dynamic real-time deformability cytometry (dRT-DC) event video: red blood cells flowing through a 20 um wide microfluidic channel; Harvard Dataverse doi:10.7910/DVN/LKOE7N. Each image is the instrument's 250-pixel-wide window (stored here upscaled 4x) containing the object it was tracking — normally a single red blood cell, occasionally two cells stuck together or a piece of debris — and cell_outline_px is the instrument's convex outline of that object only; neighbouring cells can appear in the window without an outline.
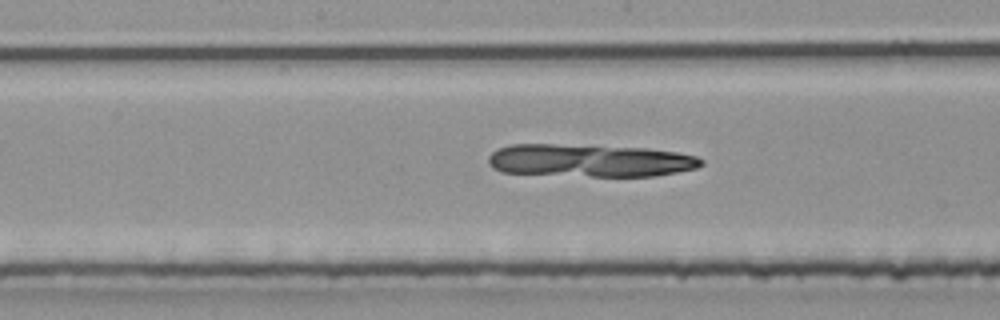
{"species": "common noctule bat (a hibernating species)", "species_latin": "Nyctalus noctula", "temperature_condition": "room temperature", "stored_images_in_passage": 37, "camera_frame_rate_fps": 3000, "um_per_image_px": 0.085, "animal": {"sex": "male", "body_mass_g": 20.4}, "frame": {"image": 1, "passage_image": 15, "time_ms": 4.667, "image_size_px": [1000, 320], "cell_outline_px": [[704, 164], [696, 168], [656, 176], [592, 176], [504, 172], [492, 168], [488, 164], [488, 156], [496, 148], [512, 144], [556, 144], [648, 148], [680, 152], [696, 156], [704, 160]], "centroid_in_image_um": [50.15, 13.63], "position_along_channel_um": 198.1, "area_um2": 40.75}}
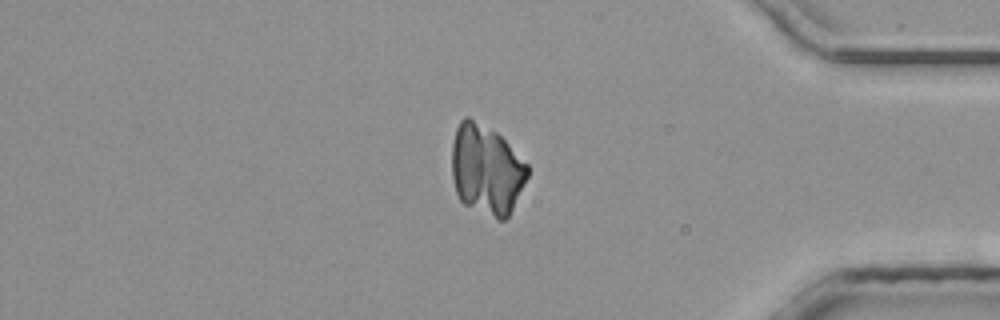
{"frame": {"image": 2, "passage_image": 30, "time_ms": 9.667, "image_size_px": [1000, 320], "cell_outline_px": [[528, 176], [508, 216], [504, 220], [496, 220], [464, 204], [460, 200], [456, 192], [452, 176], [452, 144], [456, 128], [460, 120], [464, 116], [468, 116], [496, 132], [528, 164]], "centroid_in_image_um": [41.32, 14.42], "position_along_channel_um": 393.9, "area_um2": 39.59}}
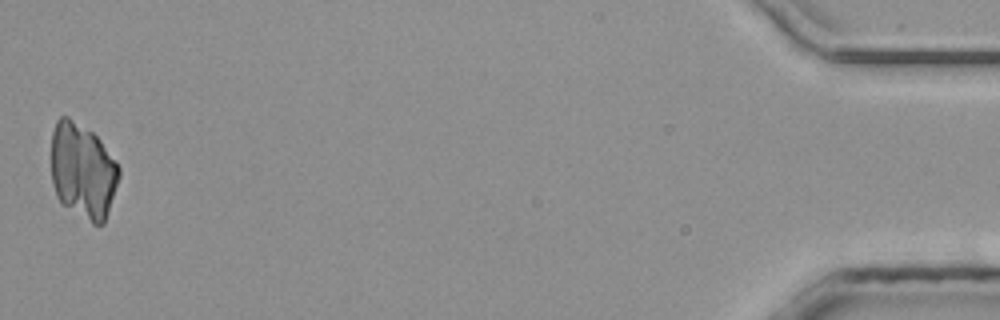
{"frame": {"image": 3, "passage_image": 37, "time_ms": 12.0, "image_size_px": [1000, 320], "cell_outline_px": [[120, 176], [104, 224], [92, 224], [64, 204], [56, 196], [52, 184], [52, 132], [56, 120], [60, 116], [68, 116], [92, 132], [100, 140], [120, 168]], "centroid_in_image_um": [7.03, 14.51], "position_along_channel_um": 428.2, "area_um2": 37.51}}